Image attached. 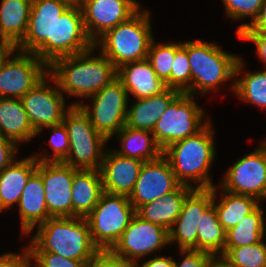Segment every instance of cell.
Returning a JSON list of instances; mask_svg holds the SVG:
<instances>
[{"instance_id": "7a4b0ae2", "label": "cell", "mask_w": 266, "mask_h": 267, "mask_svg": "<svg viewBox=\"0 0 266 267\" xmlns=\"http://www.w3.org/2000/svg\"><path fill=\"white\" fill-rule=\"evenodd\" d=\"M211 122L195 135L177 141L163 150V156L183 185L195 189H210L215 186L209 173L217 153L214 142L216 133Z\"/></svg>"}, {"instance_id": "5b68a950", "label": "cell", "mask_w": 266, "mask_h": 267, "mask_svg": "<svg viewBox=\"0 0 266 267\" xmlns=\"http://www.w3.org/2000/svg\"><path fill=\"white\" fill-rule=\"evenodd\" d=\"M240 56L231 54L215 42L188 41V60L191 67V95H205L219 90V85L235 80V67Z\"/></svg>"}, {"instance_id": "ffe728a7", "label": "cell", "mask_w": 266, "mask_h": 267, "mask_svg": "<svg viewBox=\"0 0 266 267\" xmlns=\"http://www.w3.org/2000/svg\"><path fill=\"white\" fill-rule=\"evenodd\" d=\"M143 161L124 157L113 150L104 153L100 166L103 192L128 196L133 192Z\"/></svg>"}, {"instance_id": "cb8c5ba5", "label": "cell", "mask_w": 266, "mask_h": 267, "mask_svg": "<svg viewBox=\"0 0 266 267\" xmlns=\"http://www.w3.org/2000/svg\"><path fill=\"white\" fill-rule=\"evenodd\" d=\"M180 93L179 90L167 88L158 95L136 99L128 108L126 126L152 132L156 122Z\"/></svg>"}, {"instance_id": "2e32d148", "label": "cell", "mask_w": 266, "mask_h": 267, "mask_svg": "<svg viewBox=\"0 0 266 267\" xmlns=\"http://www.w3.org/2000/svg\"><path fill=\"white\" fill-rule=\"evenodd\" d=\"M36 170L44 183L45 200L51 217H73L71 198L76 168L64 162H38Z\"/></svg>"}, {"instance_id": "9c48e42d", "label": "cell", "mask_w": 266, "mask_h": 267, "mask_svg": "<svg viewBox=\"0 0 266 267\" xmlns=\"http://www.w3.org/2000/svg\"><path fill=\"white\" fill-rule=\"evenodd\" d=\"M90 98L91 107L80 101H75L71 105L79 106L89 117L95 130L109 141L126 125L130 106L128 92L122 81L116 77Z\"/></svg>"}, {"instance_id": "7c38bea8", "label": "cell", "mask_w": 266, "mask_h": 267, "mask_svg": "<svg viewBox=\"0 0 266 267\" xmlns=\"http://www.w3.org/2000/svg\"><path fill=\"white\" fill-rule=\"evenodd\" d=\"M169 244L168 230L135 214L110 251L137 264Z\"/></svg>"}, {"instance_id": "d590c367", "label": "cell", "mask_w": 266, "mask_h": 267, "mask_svg": "<svg viewBox=\"0 0 266 267\" xmlns=\"http://www.w3.org/2000/svg\"><path fill=\"white\" fill-rule=\"evenodd\" d=\"M151 41L147 60L151 63L158 78H160L167 88H170V73L175 57V43L156 44Z\"/></svg>"}, {"instance_id": "e0dca14e", "label": "cell", "mask_w": 266, "mask_h": 267, "mask_svg": "<svg viewBox=\"0 0 266 267\" xmlns=\"http://www.w3.org/2000/svg\"><path fill=\"white\" fill-rule=\"evenodd\" d=\"M180 185L169 161L162 155L156 160L143 163L129 201L137 210L143 204L176 190Z\"/></svg>"}, {"instance_id": "f1b7e54d", "label": "cell", "mask_w": 266, "mask_h": 267, "mask_svg": "<svg viewBox=\"0 0 266 267\" xmlns=\"http://www.w3.org/2000/svg\"><path fill=\"white\" fill-rule=\"evenodd\" d=\"M121 148L114 151L121 156L143 162L153 161L163 155L152 132L124 126L116 135Z\"/></svg>"}, {"instance_id": "3957f363", "label": "cell", "mask_w": 266, "mask_h": 267, "mask_svg": "<svg viewBox=\"0 0 266 267\" xmlns=\"http://www.w3.org/2000/svg\"><path fill=\"white\" fill-rule=\"evenodd\" d=\"M27 245L30 252H52L62 257L90 261L100 250L93 243L88 220L51 217L38 225Z\"/></svg>"}, {"instance_id": "d6a6232c", "label": "cell", "mask_w": 266, "mask_h": 267, "mask_svg": "<svg viewBox=\"0 0 266 267\" xmlns=\"http://www.w3.org/2000/svg\"><path fill=\"white\" fill-rule=\"evenodd\" d=\"M264 210L259 205L253 212L249 213L235 227L226 232V243L224 248H234L252 245L264 240L266 226Z\"/></svg>"}, {"instance_id": "681fc988", "label": "cell", "mask_w": 266, "mask_h": 267, "mask_svg": "<svg viewBox=\"0 0 266 267\" xmlns=\"http://www.w3.org/2000/svg\"><path fill=\"white\" fill-rule=\"evenodd\" d=\"M64 2H67L71 6H77L80 5L81 0H62Z\"/></svg>"}, {"instance_id": "4dcf8cb0", "label": "cell", "mask_w": 266, "mask_h": 267, "mask_svg": "<svg viewBox=\"0 0 266 267\" xmlns=\"http://www.w3.org/2000/svg\"><path fill=\"white\" fill-rule=\"evenodd\" d=\"M244 65V60L240 57L235 67V80L230 89L242 101L266 109V69L242 73ZM239 75L242 78H239Z\"/></svg>"}, {"instance_id": "74e56055", "label": "cell", "mask_w": 266, "mask_h": 267, "mask_svg": "<svg viewBox=\"0 0 266 267\" xmlns=\"http://www.w3.org/2000/svg\"><path fill=\"white\" fill-rule=\"evenodd\" d=\"M50 129L51 138L49 139V145L52 148L53 153L36 154L33 155L38 162H63L69 153V136L68 131L64 123L47 127Z\"/></svg>"}, {"instance_id": "d4e9b609", "label": "cell", "mask_w": 266, "mask_h": 267, "mask_svg": "<svg viewBox=\"0 0 266 267\" xmlns=\"http://www.w3.org/2000/svg\"><path fill=\"white\" fill-rule=\"evenodd\" d=\"M38 161L34 156L15 159L0 173V212L18 205L21 193L30 176L36 171Z\"/></svg>"}, {"instance_id": "4316f807", "label": "cell", "mask_w": 266, "mask_h": 267, "mask_svg": "<svg viewBox=\"0 0 266 267\" xmlns=\"http://www.w3.org/2000/svg\"><path fill=\"white\" fill-rule=\"evenodd\" d=\"M103 193L99 170L77 169L72 181L73 217L86 218L98 203Z\"/></svg>"}, {"instance_id": "5bb4252c", "label": "cell", "mask_w": 266, "mask_h": 267, "mask_svg": "<svg viewBox=\"0 0 266 267\" xmlns=\"http://www.w3.org/2000/svg\"><path fill=\"white\" fill-rule=\"evenodd\" d=\"M221 189L263 201L266 197V150L257 149L238 158L218 184Z\"/></svg>"}, {"instance_id": "30bf717a", "label": "cell", "mask_w": 266, "mask_h": 267, "mask_svg": "<svg viewBox=\"0 0 266 267\" xmlns=\"http://www.w3.org/2000/svg\"><path fill=\"white\" fill-rule=\"evenodd\" d=\"M70 6L62 0H32L27 32L16 50L35 54L50 66L53 63L54 22Z\"/></svg>"}, {"instance_id": "9a60e30c", "label": "cell", "mask_w": 266, "mask_h": 267, "mask_svg": "<svg viewBox=\"0 0 266 267\" xmlns=\"http://www.w3.org/2000/svg\"><path fill=\"white\" fill-rule=\"evenodd\" d=\"M80 7L86 32L93 43L141 9L136 0H81Z\"/></svg>"}, {"instance_id": "7402d4cb", "label": "cell", "mask_w": 266, "mask_h": 267, "mask_svg": "<svg viewBox=\"0 0 266 267\" xmlns=\"http://www.w3.org/2000/svg\"><path fill=\"white\" fill-rule=\"evenodd\" d=\"M117 77L122 81L128 95L132 94L136 99L158 95L167 89L147 59L120 66Z\"/></svg>"}, {"instance_id": "4fadbf2b", "label": "cell", "mask_w": 266, "mask_h": 267, "mask_svg": "<svg viewBox=\"0 0 266 267\" xmlns=\"http://www.w3.org/2000/svg\"><path fill=\"white\" fill-rule=\"evenodd\" d=\"M47 74L48 66L35 54L15 49L0 68V97L21 98Z\"/></svg>"}, {"instance_id": "6da1fadb", "label": "cell", "mask_w": 266, "mask_h": 267, "mask_svg": "<svg viewBox=\"0 0 266 267\" xmlns=\"http://www.w3.org/2000/svg\"><path fill=\"white\" fill-rule=\"evenodd\" d=\"M93 46L87 51L56 59L48 66L60 91L69 96L90 98L117 77V69ZM93 55V56H92Z\"/></svg>"}, {"instance_id": "1f68e13d", "label": "cell", "mask_w": 266, "mask_h": 267, "mask_svg": "<svg viewBox=\"0 0 266 267\" xmlns=\"http://www.w3.org/2000/svg\"><path fill=\"white\" fill-rule=\"evenodd\" d=\"M226 232L219 222L214 205L211 204L198 221L197 250L221 257L224 253Z\"/></svg>"}, {"instance_id": "b9f144b4", "label": "cell", "mask_w": 266, "mask_h": 267, "mask_svg": "<svg viewBox=\"0 0 266 267\" xmlns=\"http://www.w3.org/2000/svg\"><path fill=\"white\" fill-rule=\"evenodd\" d=\"M237 36L255 43L257 57L263 61L266 69V30H243Z\"/></svg>"}, {"instance_id": "ba28073f", "label": "cell", "mask_w": 266, "mask_h": 267, "mask_svg": "<svg viewBox=\"0 0 266 267\" xmlns=\"http://www.w3.org/2000/svg\"><path fill=\"white\" fill-rule=\"evenodd\" d=\"M135 214L136 210L128 196L103 192L86 217L93 243L99 250H110Z\"/></svg>"}, {"instance_id": "d6986e66", "label": "cell", "mask_w": 266, "mask_h": 267, "mask_svg": "<svg viewBox=\"0 0 266 267\" xmlns=\"http://www.w3.org/2000/svg\"><path fill=\"white\" fill-rule=\"evenodd\" d=\"M212 202L213 188L194 189L185 198L182 210L169 231V243L176 242L179 250H197L198 221Z\"/></svg>"}, {"instance_id": "e575fe53", "label": "cell", "mask_w": 266, "mask_h": 267, "mask_svg": "<svg viewBox=\"0 0 266 267\" xmlns=\"http://www.w3.org/2000/svg\"><path fill=\"white\" fill-rule=\"evenodd\" d=\"M191 67L188 60V41L175 43V57L170 73V88L191 95Z\"/></svg>"}, {"instance_id": "44dd1931", "label": "cell", "mask_w": 266, "mask_h": 267, "mask_svg": "<svg viewBox=\"0 0 266 267\" xmlns=\"http://www.w3.org/2000/svg\"><path fill=\"white\" fill-rule=\"evenodd\" d=\"M20 224L22 233L31 234L37 227L47 219L49 215L45 200L44 183L41 174L36 170L29 178L18 202Z\"/></svg>"}, {"instance_id": "7dc6e473", "label": "cell", "mask_w": 266, "mask_h": 267, "mask_svg": "<svg viewBox=\"0 0 266 267\" xmlns=\"http://www.w3.org/2000/svg\"><path fill=\"white\" fill-rule=\"evenodd\" d=\"M13 46L0 44V68L4 63V60L15 50Z\"/></svg>"}, {"instance_id": "7bdbcfd3", "label": "cell", "mask_w": 266, "mask_h": 267, "mask_svg": "<svg viewBox=\"0 0 266 267\" xmlns=\"http://www.w3.org/2000/svg\"><path fill=\"white\" fill-rule=\"evenodd\" d=\"M22 249L21 254L6 252L0 255V267H33L31 264L33 259L28 247Z\"/></svg>"}, {"instance_id": "52a82bcc", "label": "cell", "mask_w": 266, "mask_h": 267, "mask_svg": "<svg viewBox=\"0 0 266 267\" xmlns=\"http://www.w3.org/2000/svg\"><path fill=\"white\" fill-rule=\"evenodd\" d=\"M193 95L180 93L167 107L152 131L157 144L164 150L169 145L195 135L210 121Z\"/></svg>"}, {"instance_id": "60d3db41", "label": "cell", "mask_w": 266, "mask_h": 267, "mask_svg": "<svg viewBox=\"0 0 266 267\" xmlns=\"http://www.w3.org/2000/svg\"><path fill=\"white\" fill-rule=\"evenodd\" d=\"M86 267H136V264L116 256L110 250H100Z\"/></svg>"}, {"instance_id": "c3c4849f", "label": "cell", "mask_w": 266, "mask_h": 267, "mask_svg": "<svg viewBox=\"0 0 266 267\" xmlns=\"http://www.w3.org/2000/svg\"><path fill=\"white\" fill-rule=\"evenodd\" d=\"M210 267H233L231 266L226 260H224L222 257H214Z\"/></svg>"}, {"instance_id": "ab89813d", "label": "cell", "mask_w": 266, "mask_h": 267, "mask_svg": "<svg viewBox=\"0 0 266 267\" xmlns=\"http://www.w3.org/2000/svg\"><path fill=\"white\" fill-rule=\"evenodd\" d=\"M179 252L184 258L180 263L174 260V267H210L215 257L210 253L194 249H184Z\"/></svg>"}, {"instance_id": "bcb514c9", "label": "cell", "mask_w": 266, "mask_h": 267, "mask_svg": "<svg viewBox=\"0 0 266 267\" xmlns=\"http://www.w3.org/2000/svg\"><path fill=\"white\" fill-rule=\"evenodd\" d=\"M244 30H266V0L263 1L257 18Z\"/></svg>"}, {"instance_id": "277c9868", "label": "cell", "mask_w": 266, "mask_h": 267, "mask_svg": "<svg viewBox=\"0 0 266 267\" xmlns=\"http://www.w3.org/2000/svg\"><path fill=\"white\" fill-rule=\"evenodd\" d=\"M143 10V11H142ZM147 9H140L126 22L105 32L95 42L99 48L118 69L120 66L147 59L151 41L154 39L151 18Z\"/></svg>"}, {"instance_id": "ac0fdd59", "label": "cell", "mask_w": 266, "mask_h": 267, "mask_svg": "<svg viewBox=\"0 0 266 267\" xmlns=\"http://www.w3.org/2000/svg\"><path fill=\"white\" fill-rule=\"evenodd\" d=\"M94 46L89 38L80 5L70 6L54 22L53 62L56 59L87 51Z\"/></svg>"}, {"instance_id": "f35d334b", "label": "cell", "mask_w": 266, "mask_h": 267, "mask_svg": "<svg viewBox=\"0 0 266 267\" xmlns=\"http://www.w3.org/2000/svg\"><path fill=\"white\" fill-rule=\"evenodd\" d=\"M35 267H86L89 261L73 260L52 252H30Z\"/></svg>"}, {"instance_id": "484cf974", "label": "cell", "mask_w": 266, "mask_h": 267, "mask_svg": "<svg viewBox=\"0 0 266 267\" xmlns=\"http://www.w3.org/2000/svg\"><path fill=\"white\" fill-rule=\"evenodd\" d=\"M32 0H2L0 3V44L16 48L28 28Z\"/></svg>"}, {"instance_id": "8fae6325", "label": "cell", "mask_w": 266, "mask_h": 267, "mask_svg": "<svg viewBox=\"0 0 266 267\" xmlns=\"http://www.w3.org/2000/svg\"><path fill=\"white\" fill-rule=\"evenodd\" d=\"M47 79L55 86L51 87ZM20 100L37 135L47 127L62 123L65 114L73 107L66 106L63 93L49 73Z\"/></svg>"}, {"instance_id": "f546056e", "label": "cell", "mask_w": 266, "mask_h": 267, "mask_svg": "<svg viewBox=\"0 0 266 267\" xmlns=\"http://www.w3.org/2000/svg\"><path fill=\"white\" fill-rule=\"evenodd\" d=\"M219 187V188H217ZM217 191L220 192V202H216ZM260 201L254 197L242 194H236L225 190H220V186L213 187V202L219 222L222 227L228 231L235 227L246 215L253 212Z\"/></svg>"}, {"instance_id": "836d02e7", "label": "cell", "mask_w": 266, "mask_h": 267, "mask_svg": "<svg viewBox=\"0 0 266 267\" xmlns=\"http://www.w3.org/2000/svg\"><path fill=\"white\" fill-rule=\"evenodd\" d=\"M221 257L233 267H266V243L224 248Z\"/></svg>"}, {"instance_id": "83f0119b", "label": "cell", "mask_w": 266, "mask_h": 267, "mask_svg": "<svg viewBox=\"0 0 266 267\" xmlns=\"http://www.w3.org/2000/svg\"><path fill=\"white\" fill-rule=\"evenodd\" d=\"M0 134L17 145L37 136L20 98L0 97Z\"/></svg>"}, {"instance_id": "f6af8a7d", "label": "cell", "mask_w": 266, "mask_h": 267, "mask_svg": "<svg viewBox=\"0 0 266 267\" xmlns=\"http://www.w3.org/2000/svg\"><path fill=\"white\" fill-rule=\"evenodd\" d=\"M136 267H174L173 257L154 256L153 258L136 264Z\"/></svg>"}, {"instance_id": "ee69618b", "label": "cell", "mask_w": 266, "mask_h": 267, "mask_svg": "<svg viewBox=\"0 0 266 267\" xmlns=\"http://www.w3.org/2000/svg\"><path fill=\"white\" fill-rule=\"evenodd\" d=\"M18 147L12 140L0 134V173L15 160Z\"/></svg>"}, {"instance_id": "8992f818", "label": "cell", "mask_w": 266, "mask_h": 267, "mask_svg": "<svg viewBox=\"0 0 266 267\" xmlns=\"http://www.w3.org/2000/svg\"><path fill=\"white\" fill-rule=\"evenodd\" d=\"M63 123L69 136V153L63 162L76 169L99 170L109 141L95 130L79 106L65 114Z\"/></svg>"}, {"instance_id": "603a6c76", "label": "cell", "mask_w": 266, "mask_h": 267, "mask_svg": "<svg viewBox=\"0 0 266 267\" xmlns=\"http://www.w3.org/2000/svg\"><path fill=\"white\" fill-rule=\"evenodd\" d=\"M194 189L181 184L176 190L165 194L162 198L143 204L136 210V214L143 220L170 231L182 210L185 198Z\"/></svg>"}, {"instance_id": "8d00e7d4", "label": "cell", "mask_w": 266, "mask_h": 267, "mask_svg": "<svg viewBox=\"0 0 266 267\" xmlns=\"http://www.w3.org/2000/svg\"><path fill=\"white\" fill-rule=\"evenodd\" d=\"M264 0H222L224 4L225 14L232 20H244V18L250 17V23H242L236 30L238 35L244 29H246L257 18L260 8L263 5Z\"/></svg>"}, {"instance_id": "f907efd6", "label": "cell", "mask_w": 266, "mask_h": 267, "mask_svg": "<svg viewBox=\"0 0 266 267\" xmlns=\"http://www.w3.org/2000/svg\"><path fill=\"white\" fill-rule=\"evenodd\" d=\"M262 146H263V148L266 150V138L265 139H263V142L262 143H260Z\"/></svg>"}]
</instances>
